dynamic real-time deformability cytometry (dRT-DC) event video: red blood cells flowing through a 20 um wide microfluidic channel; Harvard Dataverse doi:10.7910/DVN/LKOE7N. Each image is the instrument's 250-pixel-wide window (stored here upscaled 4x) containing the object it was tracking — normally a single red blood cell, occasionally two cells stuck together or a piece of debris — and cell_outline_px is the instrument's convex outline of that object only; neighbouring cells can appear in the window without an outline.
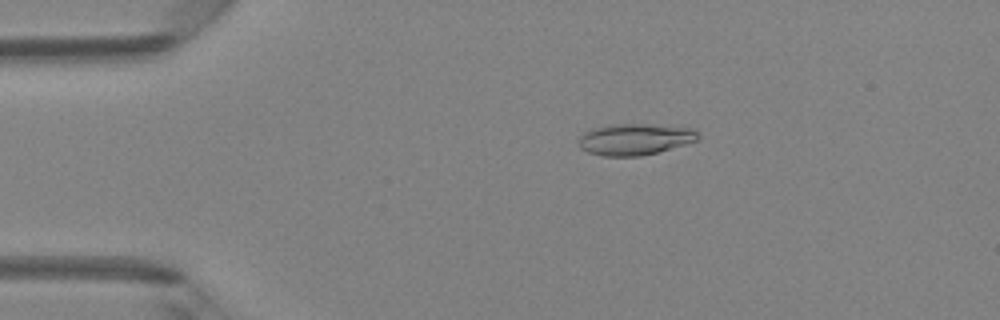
{"species": "Egyptian fruit bat (a non-hibernating species)", "species_latin": "Rousettus aegyptiacus", "temperature_condition": "room temperature", "stored_images_in_passage": 43, "camera_frame_rate_fps": 3000, "um_per_image_px": 0.085, "animal": {"sex": "female"}, "frame": {"image": 1, "passage_image": 4, "time_ms": 1.0, "image_size_px": [1000, 320], "cell_outline_px": [[700, 140], [656, 152], [640, 156], [604, 156], [588, 152], [580, 148], [580, 136], [584, 132], [592, 128], [608, 124], [644, 124], [692, 128], [700, 136]], "centroid_in_image_um": [53.96, 11.83], "position_along_channel_um": 31.0, "area_um2": 21.73}}
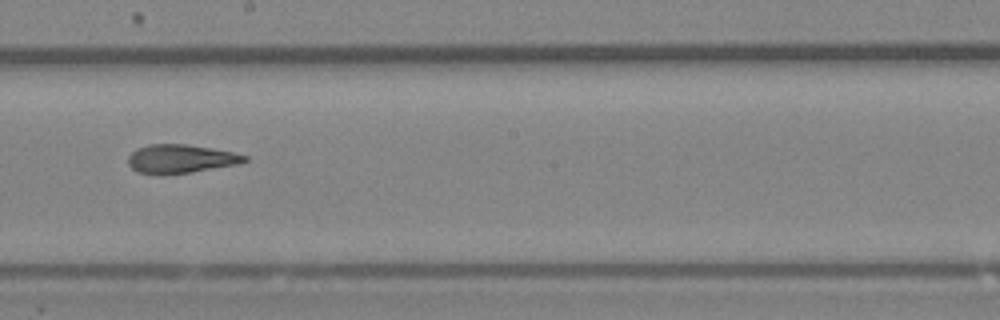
{"frame": {"image": 2, "passage_image": 22, "time_ms": 7.0, "image_size_px": [1000, 320], "cell_outline_px": [[248, 160], [240, 164], [192, 172], [160, 176], [136, 172], [128, 164], [128, 156], [136, 148], [148, 144], [184, 144], [232, 152], [248, 156]], "centroid_in_image_um": [15.31, 13.52], "position_along_channel_um": 232.9, "area_um2": 19.71}}
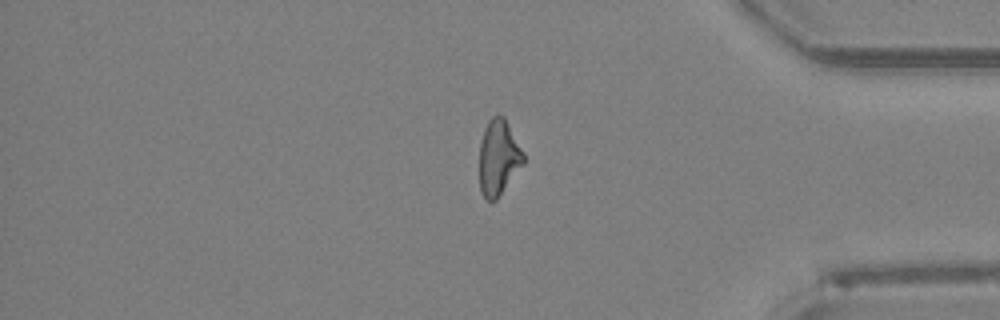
{"frame": {"image": 3, "passage_image": 35, "time_ms": 11.333, "image_size_px": [1000, 320], "cell_outline_px": [[524, 164], [496, 200], [488, 200], [480, 192], [480, 144], [484, 128], [488, 120], [492, 116], [504, 116], [524, 152]], "centroid_in_image_um": [42.38, 13.38], "position_along_channel_um": 392.8, "area_um2": 19.36}, "authors_computed_cell_mechanics": {"area_um2": 19.9988, "velocity_mm_per_s": 4.2234, "shape_relaxation_time_tau1_ms": null, "shape_relaxation_time_tau2_ms": 2.2007, "deformation_change_tau1": null, "deformation_change_tau2": 0.0976}}